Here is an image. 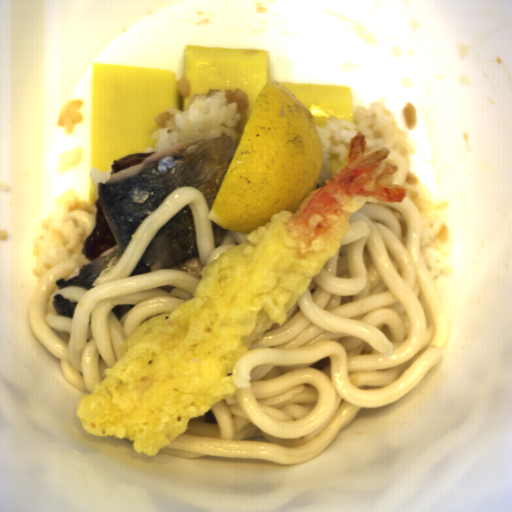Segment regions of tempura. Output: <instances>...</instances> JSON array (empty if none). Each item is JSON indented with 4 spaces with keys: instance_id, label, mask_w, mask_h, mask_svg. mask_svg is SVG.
Returning a JSON list of instances; mask_svg holds the SVG:
<instances>
[{
    "instance_id": "obj_1",
    "label": "tempura",
    "mask_w": 512,
    "mask_h": 512,
    "mask_svg": "<svg viewBox=\"0 0 512 512\" xmlns=\"http://www.w3.org/2000/svg\"><path fill=\"white\" fill-rule=\"evenodd\" d=\"M387 146L367 152L365 133L347 143L345 165L295 212L269 222L201 269L192 298L150 318L119 345L116 361L75 409L88 435L133 441L138 454L159 452L192 417L236 397L230 382L240 355L288 313L341 247L350 217L367 202L401 203L399 164Z\"/></svg>"
}]
</instances>
